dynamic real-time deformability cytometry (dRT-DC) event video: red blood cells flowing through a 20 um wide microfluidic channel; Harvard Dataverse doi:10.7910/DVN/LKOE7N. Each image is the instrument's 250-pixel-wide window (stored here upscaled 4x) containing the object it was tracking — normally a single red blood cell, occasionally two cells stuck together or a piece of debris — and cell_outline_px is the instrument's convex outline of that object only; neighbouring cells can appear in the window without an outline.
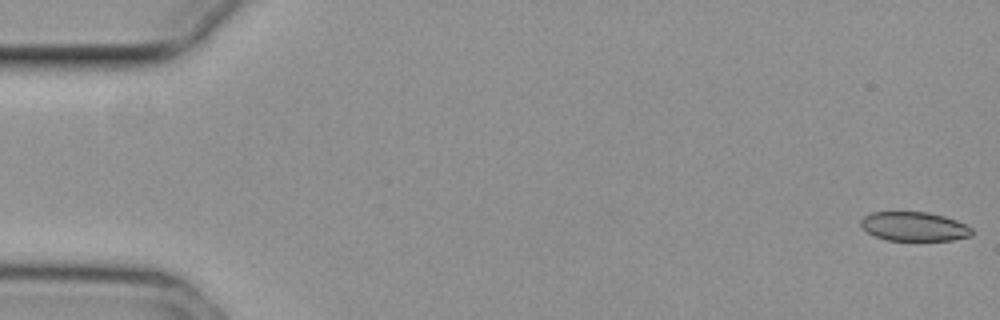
{"species": "common noctule bat (a hibernating species)", "species_latin": "Nyctalus noctula", "temperature_condition": "cold", "stored_images_in_passage": 6, "camera_frame_rate_fps": 3000, "um_per_image_px": 0.085, "animal": {"sex": "female", "body_mass_g": 29.2, "forearm_length_mm": 56.3}, "frame": {"image": 1, "passage_image": 1, "time_ms": 0.0, "image_size_px": [1000, 320], "cell_outline_px": [[972, 236], [952, 240], [888, 240], [876, 236], [868, 232], [860, 224], [860, 220], [864, 216], [872, 212], [928, 212], [944, 216], [956, 220], [972, 228]], "centroid_in_image_um": [77.71, 19.24], "position_along_channel_um": 7.3, "area_um2": 18.73}}